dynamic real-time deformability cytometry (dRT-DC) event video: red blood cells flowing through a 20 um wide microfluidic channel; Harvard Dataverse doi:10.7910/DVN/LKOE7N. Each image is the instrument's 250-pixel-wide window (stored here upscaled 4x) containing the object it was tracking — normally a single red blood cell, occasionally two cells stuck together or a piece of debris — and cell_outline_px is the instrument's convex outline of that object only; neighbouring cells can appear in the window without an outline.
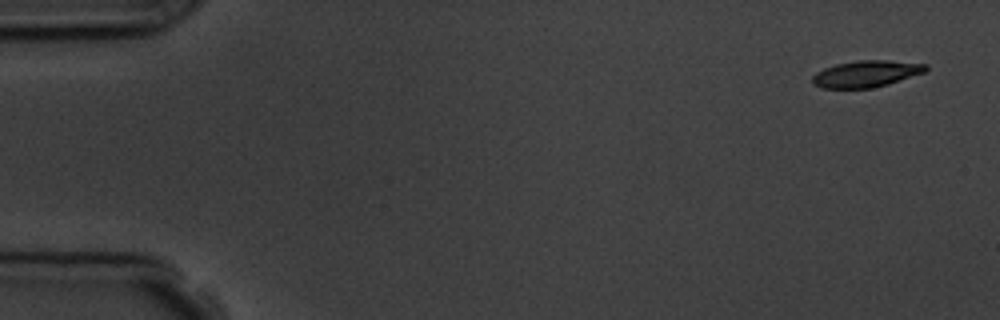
{"species": "common noctule bat (a hibernating species)", "species_latin": "Nyctalus noctula", "temperature_condition": "room temperature", "stored_images_in_passage": 4, "camera_frame_rate_fps": 3000, "um_per_image_px": 0.085, "animal": {"sex": "male", "body_mass_g": 19.5, "forearm_length_mm": 54.6}, "frame": {"image": 1, "passage_image": 1, "time_ms": 0.0, "image_size_px": [1000, 320], "cell_outline_px": [[928, 68], [924, 72], [888, 84], [872, 88], [824, 88], [812, 84], [812, 76], [816, 72], [824, 68], [836, 64], [860, 60], [888, 60], [928, 64]], "centroid_in_image_um": [73.61, 6.27], "position_along_channel_um": 11.4, "area_um2": 17.51}}
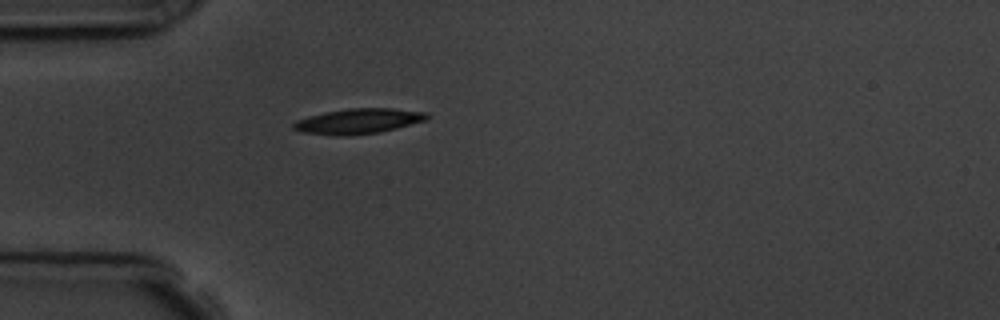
{"frame": {"image": 2, "passage_image": 4, "time_ms": 4.333, "image_size_px": [1000, 320], "cell_outline_px": [[428, 116], [424, 120], [396, 128], [380, 132], [340, 136], [300, 132], [292, 128], [292, 124], [296, 120], [308, 116], [324, 112], [348, 108], [392, 108], [428, 112]], "centroid_in_image_um": [30.4, 10.29], "position_along_channel_um": 54.6, "area_um2": 19.54}}